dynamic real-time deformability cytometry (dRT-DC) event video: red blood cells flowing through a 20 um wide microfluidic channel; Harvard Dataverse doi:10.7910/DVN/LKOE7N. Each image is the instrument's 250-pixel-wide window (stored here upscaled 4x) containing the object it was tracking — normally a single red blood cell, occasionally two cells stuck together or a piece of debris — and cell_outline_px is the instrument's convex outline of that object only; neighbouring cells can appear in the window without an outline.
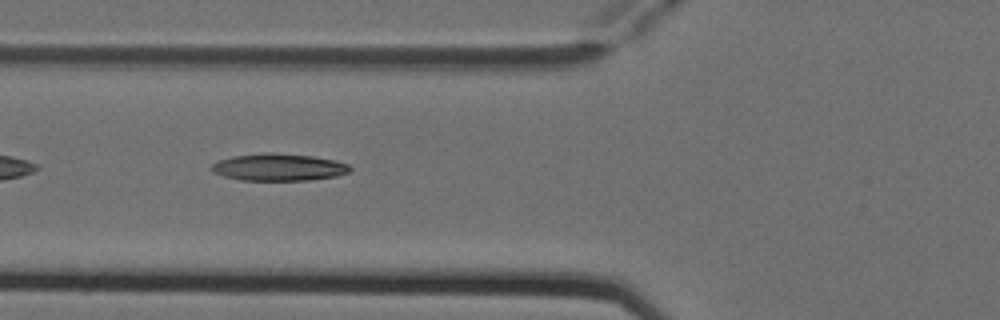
{"species": "Egyptian fruit bat (a non-hibernating species)", "species_latin": "Rousettus aegyptiacus", "temperature_condition": "cold", "stored_images_in_passage": 2, "camera_frame_rate_fps": 3000, "um_per_image_px": 0.085, "animal": {"sex": "female"}, "frame": {"image": 1, "passage_image": 2, "time_ms": 0.333, "image_size_px": [1000, 320], "cell_outline_px": [[352, 168], [348, 172], [336, 176], [308, 180], [240, 180], [224, 176], [212, 172], [208, 168], [216, 160], [232, 156], [264, 152], [268, 152], [312, 156], [336, 160], [348, 164]], "centroid_in_image_um": [23.63, 14.2], "position_along_channel_um": 102.2, "area_um2": 22.08}}